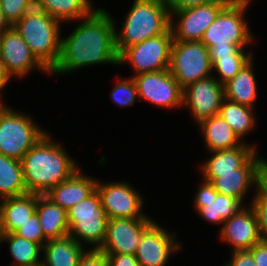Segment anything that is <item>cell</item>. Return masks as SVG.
I'll return each mask as SVG.
<instances>
[{"instance_id":"6da1fadb","label":"cell","mask_w":267,"mask_h":266,"mask_svg":"<svg viewBox=\"0 0 267 266\" xmlns=\"http://www.w3.org/2000/svg\"><path fill=\"white\" fill-rule=\"evenodd\" d=\"M75 28L61 37L60 57L50 75L71 74L84 67L99 64L119 66L115 46V27L118 23L105 8L76 21Z\"/></svg>"},{"instance_id":"7a4b0ae2","label":"cell","mask_w":267,"mask_h":266,"mask_svg":"<svg viewBox=\"0 0 267 266\" xmlns=\"http://www.w3.org/2000/svg\"><path fill=\"white\" fill-rule=\"evenodd\" d=\"M51 136L45 133L21 160L29 193L45 195L80 169L62 143L52 141Z\"/></svg>"},{"instance_id":"3957f363","label":"cell","mask_w":267,"mask_h":266,"mask_svg":"<svg viewBox=\"0 0 267 266\" xmlns=\"http://www.w3.org/2000/svg\"><path fill=\"white\" fill-rule=\"evenodd\" d=\"M124 19L120 31L115 27L118 55L127 47L159 36L170 28V10L165 0H134Z\"/></svg>"},{"instance_id":"277c9868","label":"cell","mask_w":267,"mask_h":266,"mask_svg":"<svg viewBox=\"0 0 267 266\" xmlns=\"http://www.w3.org/2000/svg\"><path fill=\"white\" fill-rule=\"evenodd\" d=\"M61 25V22L35 7L13 25L36 59L49 72L56 67L60 57Z\"/></svg>"},{"instance_id":"5b68a950","label":"cell","mask_w":267,"mask_h":266,"mask_svg":"<svg viewBox=\"0 0 267 266\" xmlns=\"http://www.w3.org/2000/svg\"><path fill=\"white\" fill-rule=\"evenodd\" d=\"M251 0H231L206 29L201 39L208 48L248 46L255 40L248 22L246 10Z\"/></svg>"},{"instance_id":"8992f818","label":"cell","mask_w":267,"mask_h":266,"mask_svg":"<svg viewBox=\"0 0 267 266\" xmlns=\"http://www.w3.org/2000/svg\"><path fill=\"white\" fill-rule=\"evenodd\" d=\"M45 133L30 115L0 104V154L21 161Z\"/></svg>"},{"instance_id":"52a82bcc","label":"cell","mask_w":267,"mask_h":266,"mask_svg":"<svg viewBox=\"0 0 267 266\" xmlns=\"http://www.w3.org/2000/svg\"><path fill=\"white\" fill-rule=\"evenodd\" d=\"M169 70L183 89L202 78L214 75L209 48L201 41H173Z\"/></svg>"},{"instance_id":"ba28073f","label":"cell","mask_w":267,"mask_h":266,"mask_svg":"<svg viewBox=\"0 0 267 266\" xmlns=\"http://www.w3.org/2000/svg\"><path fill=\"white\" fill-rule=\"evenodd\" d=\"M173 34L165 33L133 44L118 55V64L130 63L135 76L140 73L169 69Z\"/></svg>"},{"instance_id":"9c48e42d","label":"cell","mask_w":267,"mask_h":266,"mask_svg":"<svg viewBox=\"0 0 267 266\" xmlns=\"http://www.w3.org/2000/svg\"><path fill=\"white\" fill-rule=\"evenodd\" d=\"M230 1L214 0L185 9L170 10L173 41H201L206 29Z\"/></svg>"},{"instance_id":"30bf717a","label":"cell","mask_w":267,"mask_h":266,"mask_svg":"<svg viewBox=\"0 0 267 266\" xmlns=\"http://www.w3.org/2000/svg\"><path fill=\"white\" fill-rule=\"evenodd\" d=\"M96 190L108 219L114 218H151L144 213L142 193L127 181H97Z\"/></svg>"},{"instance_id":"8fae6325","label":"cell","mask_w":267,"mask_h":266,"mask_svg":"<svg viewBox=\"0 0 267 266\" xmlns=\"http://www.w3.org/2000/svg\"><path fill=\"white\" fill-rule=\"evenodd\" d=\"M138 96L147 103L162 109H178L183 104V88L169 69L140 73L133 76Z\"/></svg>"},{"instance_id":"7c38bea8","label":"cell","mask_w":267,"mask_h":266,"mask_svg":"<svg viewBox=\"0 0 267 266\" xmlns=\"http://www.w3.org/2000/svg\"><path fill=\"white\" fill-rule=\"evenodd\" d=\"M224 99V88L213 75L202 78L183 89L182 107L190 110L194 122L218 115Z\"/></svg>"},{"instance_id":"4fadbf2b","label":"cell","mask_w":267,"mask_h":266,"mask_svg":"<svg viewBox=\"0 0 267 266\" xmlns=\"http://www.w3.org/2000/svg\"><path fill=\"white\" fill-rule=\"evenodd\" d=\"M175 237L176 232H169L154 221L143 232L136 249L139 266H166L170 256L181 251L183 246Z\"/></svg>"},{"instance_id":"5bb4252c","label":"cell","mask_w":267,"mask_h":266,"mask_svg":"<svg viewBox=\"0 0 267 266\" xmlns=\"http://www.w3.org/2000/svg\"><path fill=\"white\" fill-rule=\"evenodd\" d=\"M0 61L11 78H24L34 70L50 74L13 26L1 34Z\"/></svg>"},{"instance_id":"9a60e30c","label":"cell","mask_w":267,"mask_h":266,"mask_svg":"<svg viewBox=\"0 0 267 266\" xmlns=\"http://www.w3.org/2000/svg\"><path fill=\"white\" fill-rule=\"evenodd\" d=\"M154 221L152 218L108 219L106 236L100 250L105 254L135 255L143 232Z\"/></svg>"},{"instance_id":"2e32d148","label":"cell","mask_w":267,"mask_h":266,"mask_svg":"<svg viewBox=\"0 0 267 266\" xmlns=\"http://www.w3.org/2000/svg\"><path fill=\"white\" fill-rule=\"evenodd\" d=\"M266 158L258 151L235 173L201 174L202 180L210 182L219 194L239 199L244 205V198L256 186L258 173L264 168ZM251 189V190H250Z\"/></svg>"},{"instance_id":"e0dca14e","label":"cell","mask_w":267,"mask_h":266,"mask_svg":"<svg viewBox=\"0 0 267 266\" xmlns=\"http://www.w3.org/2000/svg\"><path fill=\"white\" fill-rule=\"evenodd\" d=\"M199 186L194 195V208L208 223L223 225L245 206L237 198L219 194L210 182L203 180Z\"/></svg>"},{"instance_id":"ac0fdd59","label":"cell","mask_w":267,"mask_h":266,"mask_svg":"<svg viewBox=\"0 0 267 266\" xmlns=\"http://www.w3.org/2000/svg\"><path fill=\"white\" fill-rule=\"evenodd\" d=\"M219 236L221 241L232 247L231 251L250 250L262 240L257 217L250 204L224 221Z\"/></svg>"},{"instance_id":"d6986e66","label":"cell","mask_w":267,"mask_h":266,"mask_svg":"<svg viewBox=\"0 0 267 266\" xmlns=\"http://www.w3.org/2000/svg\"><path fill=\"white\" fill-rule=\"evenodd\" d=\"M98 180L82 173L80 168L70 178L54 186L45 195L67 211L91 195L96 190Z\"/></svg>"},{"instance_id":"ffe728a7","label":"cell","mask_w":267,"mask_h":266,"mask_svg":"<svg viewBox=\"0 0 267 266\" xmlns=\"http://www.w3.org/2000/svg\"><path fill=\"white\" fill-rule=\"evenodd\" d=\"M256 145L244 142L238 147L222 151H212L211 157L201 163L200 174H227L235 173L256 152Z\"/></svg>"},{"instance_id":"44dd1931","label":"cell","mask_w":267,"mask_h":266,"mask_svg":"<svg viewBox=\"0 0 267 266\" xmlns=\"http://www.w3.org/2000/svg\"><path fill=\"white\" fill-rule=\"evenodd\" d=\"M36 213L44 234V244L48 240L69 236L67 211L46 195L36 194Z\"/></svg>"},{"instance_id":"7402d4cb","label":"cell","mask_w":267,"mask_h":266,"mask_svg":"<svg viewBox=\"0 0 267 266\" xmlns=\"http://www.w3.org/2000/svg\"><path fill=\"white\" fill-rule=\"evenodd\" d=\"M67 220L70 237L82 246L101 248L106 236L107 215L67 216Z\"/></svg>"},{"instance_id":"603a6c76","label":"cell","mask_w":267,"mask_h":266,"mask_svg":"<svg viewBox=\"0 0 267 266\" xmlns=\"http://www.w3.org/2000/svg\"><path fill=\"white\" fill-rule=\"evenodd\" d=\"M253 62L252 58L232 79L223 84L224 98L251 108L256 107L259 94Z\"/></svg>"},{"instance_id":"cb8c5ba5","label":"cell","mask_w":267,"mask_h":266,"mask_svg":"<svg viewBox=\"0 0 267 266\" xmlns=\"http://www.w3.org/2000/svg\"><path fill=\"white\" fill-rule=\"evenodd\" d=\"M207 152L222 151L242 145L238 136L219 115L202 120L199 124Z\"/></svg>"},{"instance_id":"d4e9b609","label":"cell","mask_w":267,"mask_h":266,"mask_svg":"<svg viewBox=\"0 0 267 266\" xmlns=\"http://www.w3.org/2000/svg\"><path fill=\"white\" fill-rule=\"evenodd\" d=\"M0 212L5 233H14L36 212V194L27 192L3 198L0 200Z\"/></svg>"},{"instance_id":"484cf974","label":"cell","mask_w":267,"mask_h":266,"mask_svg":"<svg viewBox=\"0 0 267 266\" xmlns=\"http://www.w3.org/2000/svg\"><path fill=\"white\" fill-rule=\"evenodd\" d=\"M85 250V246L70 236L48 240L43 245L41 266H77Z\"/></svg>"},{"instance_id":"4316f807","label":"cell","mask_w":267,"mask_h":266,"mask_svg":"<svg viewBox=\"0 0 267 266\" xmlns=\"http://www.w3.org/2000/svg\"><path fill=\"white\" fill-rule=\"evenodd\" d=\"M93 0H35V8L45 11L61 23L76 22L91 15Z\"/></svg>"},{"instance_id":"83f0119b","label":"cell","mask_w":267,"mask_h":266,"mask_svg":"<svg viewBox=\"0 0 267 266\" xmlns=\"http://www.w3.org/2000/svg\"><path fill=\"white\" fill-rule=\"evenodd\" d=\"M254 109L256 108L238 104L224 98L218 115L228 123L243 142L245 140L244 136L249 134L250 131L252 132L256 126Z\"/></svg>"},{"instance_id":"f1b7e54d","label":"cell","mask_w":267,"mask_h":266,"mask_svg":"<svg viewBox=\"0 0 267 266\" xmlns=\"http://www.w3.org/2000/svg\"><path fill=\"white\" fill-rule=\"evenodd\" d=\"M25 193L21 161L0 154V200Z\"/></svg>"},{"instance_id":"f546056e","label":"cell","mask_w":267,"mask_h":266,"mask_svg":"<svg viewBox=\"0 0 267 266\" xmlns=\"http://www.w3.org/2000/svg\"><path fill=\"white\" fill-rule=\"evenodd\" d=\"M9 245L13 261L12 266H41L43 246L19 237L14 233H6L4 240Z\"/></svg>"},{"instance_id":"4dcf8cb0","label":"cell","mask_w":267,"mask_h":266,"mask_svg":"<svg viewBox=\"0 0 267 266\" xmlns=\"http://www.w3.org/2000/svg\"><path fill=\"white\" fill-rule=\"evenodd\" d=\"M254 56H230L219 57L212 65V72L218 73V77L214 76L221 84L232 79ZM214 70V71H213Z\"/></svg>"},{"instance_id":"1f68e13d","label":"cell","mask_w":267,"mask_h":266,"mask_svg":"<svg viewBox=\"0 0 267 266\" xmlns=\"http://www.w3.org/2000/svg\"><path fill=\"white\" fill-rule=\"evenodd\" d=\"M118 80L110 91L112 102L119 107H129L134 104L138 96L137 84L133 77L118 78Z\"/></svg>"},{"instance_id":"d6a6232c","label":"cell","mask_w":267,"mask_h":266,"mask_svg":"<svg viewBox=\"0 0 267 266\" xmlns=\"http://www.w3.org/2000/svg\"><path fill=\"white\" fill-rule=\"evenodd\" d=\"M34 7L35 0H0V10L11 26Z\"/></svg>"},{"instance_id":"836d02e7","label":"cell","mask_w":267,"mask_h":266,"mask_svg":"<svg viewBox=\"0 0 267 266\" xmlns=\"http://www.w3.org/2000/svg\"><path fill=\"white\" fill-rule=\"evenodd\" d=\"M106 215L101 205L100 196L95 190L86 199L67 210V216Z\"/></svg>"},{"instance_id":"e575fe53","label":"cell","mask_w":267,"mask_h":266,"mask_svg":"<svg viewBox=\"0 0 267 266\" xmlns=\"http://www.w3.org/2000/svg\"><path fill=\"white\" fill-rule=\"evenodd\" d=\"M14 234L28 241L44 245V234L36 212Z\"/></svg>"},{"instance_id":"d590c367","label":"cell","mask_w":267,"mask_h":266,"mask_svg":"<svg viewBox=\"0 0 267 266\" xmlns=\"http://www.w3.org/2000/svg\"><path fill=\"white\" fill-rule=\"evenodd\" d=\"M86 248L77 266H109L107 256L104 252L100 249H89L87 246Z\"/></svg>"},{"instance_id":"8d00e7d4","label":"cell","mask_w":267,"mask_h":266,"mask_svg":"<svg viewBox=\"0 0 267 266\" xmlns=\"http://www.w3.org/2000/svg\"><path fill=\"white\" fill-rule=\"evenodd\" d=\"M247 46H229V48H209L211 65H213L219 57L230 56H253V52L246 51Z\"/></svg>"},{"instance_id":"74e56055","label":"cell","mask_w":267,"mask_h":266,"mask_svg":"<svg viewBox=\"0 0 267 266\" xmlns=\"http://www.w3.org/2000/svg\"><path fill=\"white\" fill-rule=\"evenodd\" d=\"M255 194L249 203H267V170L263 168L257 176Z\"/></svg>"},{"instance_id":"f35d334b","label":"cell","mask_w":267,"mask_h":266,"mask_svg":"<svg viewBox=\"0 0 267 266\" xmlns=\"http://www.w3.org/2000/svg\"><path fill=\"white\" fill-rule=\"evenodd\" d=\"M254 209L262 240L267 241V203H249Z\"/></svg>"},{"instance_id":"ab89813d","label":"cell","mask_w":267,"mask_h":266,"mask_svg":"<svg viewBox=\"0 0 267 266\" xmlns=\"http://www.w3.org/2000/svg\"><path fill=\"white\" fill-rule=\"evenodd\" d=\"M230 261L223 266H256L252 254L248 250L231 251Z\"/></svg>"},{"instance_id":"60d3db41","label":"cell","mask_w":267,"mask_h":266,"mask_svg":"<svg viewBox=\"0 0 267 266\" xmlns=\"http://www.w3.org/2000/svg\"><path fill=\"white\" fill-rule=\"evenodd\" d=\"M109 266H139L135 255L106 254Z\"/></svg>"},{"instance_id":"b9f144b4","label":"cell","mask_w":267,"mask_h":266,"mask_svg":"<svg viewBox=\"0 0 267 266\" xmlns=\"http://www.w3.org/2000/svg\"><path fill=\"white\" fill-rule=\"evenodd\" d=\"M256 263V266H267V241L261 240L248 250Z\"/></svg>"},{"instance_id":"7bdbcfd3","label":"cell","mask_w":267,"mask_h":266,"mask_svg":"<svg viewBox=\"0 0 267 266\" xmlns=\"http://www.w3.org/2000/svg\"><path fill=\"white\" fill-rule=\"evenodd\" d=\"M169 10L185 9L188 7L205 4L214 0H165Z\"/></svg>"},{"instance_id":"ee69618b","label":"cell","mask_w":267,"mask_h":266,"mask_svg":"<svg viewBox=\"0 0 267 266\" xmlns=\"http://www.w3.org/2000/svg\"><path fill=\"white\" fill-rule=\"evenodd\" d=\"M11 76L7 73L5 66L0 61V104H4L1 92L4 90V87L8 86L10 83Z\"/></svg>"},{"instance_id":"f6af8a7d","label":"cell","mask_w":267,"mask_h":266,"mask_svg":"<svg viewBox=\"0 0 267 266\" xmlns=\"http://www.w3.org/2000/svg\"><path fill=\"white\" fill-rule=\"evenodd\" d=\"M11 27L9 22L5 19L4 14L0 10V34H3L6 30Z\"/></svg>"},{"instance_id":"bcb514c9","label":"cell","mask_w":267,"mask_h":266,"mask_svg":"<svg viewBox=\"0 0 267 266\" xmlns=\"http://www.w3.org/2000/svg\"><path fill=\"white\" fill-rule=\"evenodd\" d=\"M5 230H4V225H3V221H2V216H1V212H0V245H2V242L5 238Z\"/></svg>"},{"instance_id":"7dc6e473","label":"cell","mask_w":267,"mask_h":266,"mask_svg":"<svg viewBox=\"0 0 267 266\" xmlns=\"http://www.w3.org/2000/svg\"><path fill=\"white\" fill-rule=\"evenodd\" d=\"M264 168L267 170V159L265 160Z\"/></svg>"}]
</instances>
